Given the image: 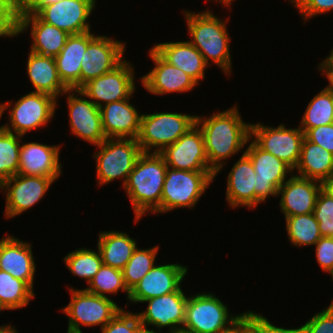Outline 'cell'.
<instances>
[{"mask_svg":"<svg viewBox=\"0 0 333 333\" xmlns=\"http://www.w3.org/2000/svg\"><path fill=\"white\" fill-rule=\"evenodd\" d=\"M237 107L235 104L228 110L214 112L210 117L196 116V124L204 137L208 163L215 177L226 160L238 154L251 140V123L243 121Z\"/></svg>","mask_w":333,"mask_h":333,"instance_id":"obj_1","label":"cell"},{"mask_svg":"<svg viewBox=\"0 0 333 333\" xmlns=\"http://www.w3.org/2000/svg\"><path fill=\"white\" fill-rule=\"evenodd\" d=\"M167 164L159 153H142L129 173L124 189L135 213V223L146 212L154 213L161 206Z\"/></svg>","mask_w":333,"mask_h":333,"instance_id":"obj_2","label":"cell"},{"mask_svg":"<svg viewBox=\"0 0 333 333\" xmlns=\"http://www.w3.org/2000/svg\"><path fill=\"white\" fill-rule=\"evenodd\" d=\"M182 12L192 38L189 42L199 50L208 65L211 60L228 76L232 71L229 44L231 39L226 27L228 20H220L210 10L201 13Z\"/></svg>","mask_w":333,"mask_h":333,"instance_id":"obj_3","label":"cell"},{"mask_svg":"<svg viewBox=\"0 0 333 333\" xmlns=\"http://www.w3.org/2000/svg\"><path fill=\"white\" fill-rule=\"evenodd\" d=\"M246 314L233 315L228 307L212 293H197L187 299L182 331L187 333H225Z\"/></svg>","mask_w":333,"mask_h":333,"instance_id":"obj_4","label":"cell"},{"mask_svg":"<svg viewBox=\"0 0 333 333\" xmlns=\"http://www.w3.org/2000/svg\"><path fill=\"white\" fill-rule=\"evenodd\" d=\"M214 178L213 171L176 170L167 166L161 206L153 214L195 207Z\"/></svg>","mask_w":333,"mask_h":333,"instance_id":"obj_5","label":"cell"},{"mask_svg":"<svg viewBox=\"0 0 333 333\" xmlns=\"http://www.w3.org/2000/svg\"><path fill=\"white\" fill-rule=\"evenodd\" d=\"M196 124V115L173 112L142 114L137 142L142 152L160 153Z\"/></svg>","mask_w":333,"mask_h":333,"instance_id":"obj_6","label":"cell"},{"mask_svg":"<svg viewBox=\"0 0 333 333\" xmlns=\"http://www.w3.org/2000/svg\"><path fill=\"white\" fill-rule=\"evenodd\" d=\"M95 152L96 179L98 185L109 184L115 179L123 180V187L138 157L143 153L137 139L106 138Z\"/></svg>","mask_w":333,"mask_h":333,"instance_id":"obj_7","label":"cell"},{"mask_svg":"<svg viewBox=\"0 0 333 333\" xmlns=\"http://www.w3.org/2000/svg\"><path fill=\"white\" fill-rule=\"evenodd\" d=\"M13 104L11 101L1 104V115L12 106L8 116L10 122L1 127L22 137L30 130L46 126L54 117L57 109L56 98L33 91L22 96Z\"/></svg>","mask_w":333,"mask_h":333,"instance_id":"obj_8","label":"cell"},{"mask_svg":"<svg viewBox=\"0 0 333 333\" xmlns=\"http://www.w3.org/2000/svg\"><path fill=\"white\" fill-rule=\"evenodd\" d=\"M70 303L62 309L68 316L67 333H82L80 326H101L108 324L122 309L109 297H101L85 289L69 288Z\"/></svg>","mask_w":333,"mask_h":333,"instance_id":"obj_9","label":"cell"},{"mask_svg":"<svg viewBox=\"0 0 333 333\" xmlns=\"http://www.w3.org/2000/svg\"><path fill=\"white\" fill-rule=\"evenodd\" d=\"M304 138L305 134L299 126L289 129L284 124L275 128L261 123H251V139L261 149L276 156L293 170L298 165Z\"/></svg>","mask_w":333,"mask_h":333,"instance_id":"obj_10","label":"cell"},{"mask_svg":"<svg viewBox=\"0 0 333 333\" xmlns=\"http://www.w3.org/2000/svg\"><path fill=\"white\" fill-rule=\"evenodd\" d=\"M250 158L256 177L255 207L268 196H277L279 187L294 170L285 162L261 149L253 140L244 151Z\"/></svg>","mask_w":333,"mask_h":333,"instance_id":"obj_11","label":"cell"},{"mask_svg":"<svg viewBox=\"0 0 333 333\" xmlns=\"http://www.w3.org/2000/svg\"><path fill=\"white\" fill-rule=\"evenodd\" d=\"M134 79L133 66L125 59L114 70L89 80L80 90L100 108L105 104L133 97Z\"/></svg>","mask_w":333,"mask_h":333,"instance_id":"obj_12","label":"cell"},{"mask_svg":"<svg viewBox=\"0 0 333 333\" xmlns=\"http://www.w3.org/2000/svg\"><path fill=\"white\" fill-rule=\"evenodd\" d=\"M187 299L180 287L175 292L143 301L148 303L147 309L137 313L143 330L160 333L161 328L169 327L168 333L181 331L185 321ZM150 326H156L158 332L155 329L150 330Z\"/></svg>","mask_w":333,"mask_h":333,"instance_id":"obj_13","label":"cell"},{"mask_svg":"<svg viewBox=\"0 0 333 333\" xmlns=\"http://www.w3.org/2000/svg\"><path fill=\"white\" fill-rule=\"evenodd\" d=\"M67 95L71 133L92 145L98 146L105 139L100 108L80 89H68ZM78 95V96H77Z\"/></svg>","mask_w":333,"mask_h":333,"instance_id":"obj_14","label":"cell"},{"mask_svg":"<svg viewBox=\"0 0 333 333\" xmlns=\"http://www.w3.org/2000/svg\"><path fill=\"white\" fill-rule=\"evenodd\" d=\"M125 43L97 35L88 44L81 61L80 88L89 80L114 70L125 59Z\"/></svg>","mask_w":333,"mask_h":333,"instance_id":"obj_15","label":"cell"},{"mask_svg":"<svg viewBox=\"0 0 333 333\" xmlns=\"http://www.w3.org/2000/svg\"><path fill=\"white\" fill-rule=\"evenodd\" d=\"M54 181L43 176L20 174L6 180L0 186V189L6 192L4 216L13 219L39 203Z\"/></svg>","mask_w":333,"mask_h":333,"instance_id":"obj_16","label":"cell"},{"mask_svg":"<svg viewBox=\"0 0 333 333\" xmlns=\"http://www.w3.org/2000/svg\"><path fill=\"white\" fill-rule=\"evenodd\" d=\"M168 167L187 171H212L208 163L202 131L195 124L175 143L160 153Z\"/></svg>","mask_w":333,"mask_h":333,"instance_id":"obj_17","label":"cell"},{"mask_svg":"<svg viewBox=\"0 0 333 333\" xmlns=\"http://www.w3.org/2000/svg\"><path fill=\"white\" fill-rule=\"evenodd\" d=\"M97 0H61L43 7L36 15L70 35L90 31L88 18ZM88 21V22H87Z\"/></svg>","mask_w":333,"mask_h":333,"instance_id":"obj_18","label":"cell"},{"mask_svg":"<svg viewBox=\"0 0 333 333\" xmlns=\"http://www.w3.org/2000/svg\"><path fill=\"white\" fill-rule=\"evenodd\" d=\"M188 267L180 264L154 265L130 291L129 301L143 303L155 297L177 291L187 275Z\"/></svg>","mask_w":333,"mask_h":333,"instance_id":"obj_19","label":"cell"},{"mask_svg":"<svg viewBox=\"0 0 333 333\" xmlns=\"http://www.w3.org/2000/svg\"><path fill=\"white\" fill-rule=\"evenodd\" d=\"M149 57L155 66L149 73L140 77L141 84L148 92L154 95L184 93L198 85L181 69L166 62L153 48L149 50Z\"/></svg>","mask_w":333,"mask_h":333,"instance_id":"obj_20","label":"cell"},{"mask_svg":"<svg viewBox=\"0 0 333 333\" xmlns=\"http://www.w3.org/2000/svg\"><path fill=\"white\" fill-rule=\"evenodd\" d=\"M278 189L280 208L285 217L313 213L321 182L294 174Z\"/></svg>","mask_w":333,"mask_h":333,"instance_id":"obj_21","label":"cell"},{"mask_svg":"<svg viewBox=\"0 0 333 333\" xmlns=\"http://www.w3.org/2000/svg\"><path fill=\"white\" fill-rule=\"evenodd\" d=\"M60 148L59 145L50 146L38 142L21 144L17 174L43 176L56 181L62 174V165L59 161Z\"/></svg>","mask_w":333,"mask_h":333,"instance_id":"obj_22","label":"cell"},{"mask_svg":"<svg viewBox=\"0 0 333 333\" xmlns=\"http://www.w3.org/2000/svg\"><path fill=\"white\" fill-rule=\"evenodd\" d=\"M31 246L14 236H4L0 240V270L25 281L33 289L36 265Z\"/></svg>","mask_w":333,"mask_h":333,"instance_id":"obj_23","label":"cell"},{"mask_svg":"<svg viewBox=\"0 0 333 333\" xmlns=\"http://www.w3.org/2000/svg\"><path fill=\"white\" fill-rule=\"evenodd\" d=\"M130 98L114 101L100 107L102 126L106 138L137 139L141 115L130 104Z\"/></svg>","mask_w":333,"mask_h":333,"instance_id":"obj_24","label":"cell"},{"mask_svg":"<svg viewBox=\"0 0 333 333\" xmlns=\"http://www.w3.org/2000/svg\"><path fill=\"white\" fill-rule=\"evenodd\" d=\"M256 177L249 156L244 152L227 175L226 200L230 207L255 208Z\"/></svg>","mask_w":333,"mask_h":333,"instance_id":"obj_25","label":"cell"},{"mask_svg":"<svg viewBox=\"0 0 333 333\" xmlns=\"http://www.w3.org/2000/svg\"><path fill=\"white\" fill-rule=\"evenodd\" d=\"M95 36L91 31L70 35L60 53L54 57L58 75L68 89H80L82 57Z\"/></svg>","mask_w":333,"mask_h":333,"instance_id":"obj_26","label":"cell"},{"mask_svg":"<svg viewBox=\"0 0 333 333\" xmlns=\"http://www.w3.org/2000/svg\"><path fill=\"white\" fill-rule=\"evenodd\" d=\"M30 27L33 38L30 52L42 56H57L70 36L67 32L43 22L36 14L20 15L19 34Z\"/></svg>","mask_w":333,"mask_h":333,"instance_id":"obj_27","label":"cell"},{"mask_svg":"<svg viewBox=\"0 0 333 333\" xmlns=\"http://www.w3.org/2000/svg\"><path fill=\"white\" fill-rule=\"evenodd\" d=\"M166 62L176 66L190 76L197 84L205 77L209 66L199 50L189 40L157 43L152 47Z\"/></svg>","mask_w":333,"mask_h":333,"instance_id":"obj_28","label":"cell"},{"mask_svg":"<svg viewBox=\"0 0 333 333\" xmlns=\"http://www.w3.org/2000/svg\"><path fill=\"white\" fill-rule=\"evenodd\" d=\"M27 74L35 88L33 92L44 93L58 100L68 90L58 75L54 57L29 52Z\"/></svg>","mask_w":333,"mask_h":333,"instance_id":"obj_29","label":"cell"},{"mask_svg":"<svg viewBox=\"0 0 333 333\" xmlns=\"http://www.w3.org/2000/svg\"><path fill=\"white\" fill-rule=\"evenodd\" d=\"M295 171L298 176L322 182L333 174V154L305 137Z\"/></svg>","mask_w":333,"mask_h":333,"instance_id":"obj_30","label":"cell"},{"mask_svg":"<svg viewBox=\"0 0 333 333\" xmlns=\"http://www.w3.org/2000/svg\"><path fill=\"white\" fill-rule=\"evenodd\" d=\"M97 247L104 265L122 270L137 248V242L126 232L111 230L99 233Z\"/></svg>","mask_w":333,"mask_h":333,"instance_id":"obj_31","label":"cell"},{"mask_svg":"<svg viewBox=\"0 0 333 333\" xmlns=\"http://www.w3.org/2000/svg\"><path fill=\"white\" fill-rule=\"evenodd\" d=\"M333 123V92L326 87L306 107L299 128L304 134L310 129Z\"/></svg>","mask_w":333,"mask_h":333,"instance_id":"obj_32","label":"cell"},{"mask_svg":"<svg viewBox=\"0 0 333 333\" xmlns=\"http://www.w3.org/2000/svg\"><path fill=\"white\" fill-rule=\"evenodd\" d=\"M34 297L33 289L25 281L0 270V303L5 310L24 308Z\"/></svg>","mask_w":333,"mask_h":333,"instance_id":"obj_33","label":"cell"},{"mask_svg":"<svg viewBox=\"0 0 333 333\" xmlns=\"http://www.w3.org/2000/svg\"><path fill=\"white\" fill-rule=\"evenodd\" d=\"M286 230L291 245L312 246L322 237L313 213L285 217Z\"/></svg>","mask_w":333,"mask_h":333,"instance_id":"obj_34","label":"cell"},{"mask_svg":"<svg viewBox=\"0 0 333 333\" xmlns=\"http://www.w3.org/2000/svg\"><path fill=\"white\" fill-rule=\"evenodd\" d=\"M21 138L0 126V186L19 171Z\"/></svg>","mask_w":333,"mask_h":333,"instance_id":"obj_35","label":"cell"},{"mask_svg":"<svg viewBox=\"0 0 333 333\" xmlns=\"http://www.w3.org/2000/svg\"><path fill=\"white\" fill-rule=\"evenodd\" d=\"M97 251L89 248H79L68 253L63 261L70 273L85 279L87 284H89L103 264L99 249Z\"/></svg>","mask_w":333,"mask_h":333,"instance_id":"obj_36","label":"cell"},{"mask_svg":"<svg viewBox=\"0 0 333 333\" xmlns=\"http://www.w3.org/2000/svg\"><path fill=\"white\" fill-rule=\"evenodd\" d=\"M159 246L148 249L137 247L122 269L126 287L131 291L134 286L154 267Z\"/></svg>","mask_w":333,"mask_h":333,"instance_id":"obj_37","label":"cell"},{"mask_svg":"<svg viewBox=\"0 0 333 333\" xmlns=\"http://www.w3.org/2000/svg\"><path fill=\"white\" fill-rule=\"evenodd\" d=\"M88 285L85 288L86 291L101 297L107 298V294H116L120 289L127 294V300L130 296V291L123 279L122 270L104 264H102Z\"/></svg>","mask_w":333,"mask_h":333,"instance_id":"obj_38","label":"cell"},{"mask_svg":"<svg viewBox=\"0 0 333 333\" xmlns=\"http://www.w3.org/2000/svg\"><path fill=\"white\" fill-rule=\"evenodd\" d=\"M321 236L333 237V198L322 190L319 192L313 211Z\"/></svg>","mask_w":333,"mask_h":333,"instance_id":"obj_39","label":"cell"},{"mask_svg":"<svg viewBox=\"0 0 333 333\" xmlns=\"http://www.w3.org/2000/svg\"><path fill=\"white\" fill-rule=\"evenodd\" d=\"M143 331L138 314L123 308L101 329V333H142Z\"/></svg>","mask_w":333,"mask_h":333,"instance_id":"obj_40","label":"cell"},{"mask_svg":"<svg viewBox=\"0 0 333 333\" xmlns=\"http://www.w3.org/2000/svg\"><path fill=\"white\" fill-rule=\"evenodd\" d=\"M305 333H333V304L305 322Z\"/></svg>","mask_w":333,"mask_h":333,"instance_id":"obj_41","label":"cell"},{"mask_svg":"<svg viewBox=\"0 0 333 333\" xmlns=\"http://www.w3.org/2000/svg\"><path fill=\"white\" fill-rule=\"evenodd\" d=\"M293 4L302 15L304 22H307L308 18L333 11V0H295Z\"/></svg>","mask_w":333,"mask_h":333,"instance_id":"obj_42","label":"cell"},{"mask_svg":"<svg viewBox=\"0 0 333 333\" xmlns=\"http://www.w3.org/2000/svg\"><path fill=\"white\" fill-rule=\"evenodd\" d=\"M316 258L324 272L333 270V237H321L316 244Z\"/></svg>","mask_w":333,"mask_h":333,"instance_id":"obj_43","label":"cell"},{"mask_svg":"<svg viewBox=\"0 0 333 333\" xmlns=\"http://www.w3.org/2000/svg\"><path fill=\"white\" fill-rule=\"evenodd\" d=\"M305 137L333 154V123L310 128Z\"/></svg>","mask_w":333,"mask_h":333,"instance_id":"obj_44","label":"cell"},{"mask_svg":"<svg viewBox=\"0 0 333 333\" xmlns=\"http://www.w3.org/2000/svg\"><path fill=\"white\" fill-rule=\"evenodd\" d=\"M246 313L263 329V333H305L304 326L299 328H284L277 327L268 321L262 314L253 311H246Z\"/></svg>","mask_w":333,"mask_h":333,"instance_id":"obj_45","label":"cell"},{"mask_svg":"<svg viewBox=\"0 0 333 333\" xmlns=\"http://www.w3.org/2000/svg\"><path fill=\"white\" fill-rule=\"evenodd\" d=\"M20 14H0V37L19 35Z\"/></svg>","mask_w":333,"mask_h":333,"instance_id":"obj_46","label":"cell"},{"mask_svg":"<svg viewBox=\"0 0 333 333\" xmlns=\"http://www.w3.org/2000/svg\"><path fill=\"white\" fill-rule=\"evenodd\" d=\"M61 0H19V14H37L43 7Z\"/></svg>","mask_w":333,"mask_h":333,"instance_id":"obj_47","label":"cell"},{"mask_svg":"<svg viewBox=\"0 0 333 333\" xmlns=\"http://www.w3.org/2000/svg\"><path fill=\"white\" fill-rule=\"evenodd\" d=\"M318 66V70L329 80V84L326 88L333 92V63L326 57Z\"/></svg>","mask_w":333,"mask_h":333,"instance_id":"obj_48","label":"cell"},{"mask_svg":"<svg viewBox=\"0 0 333 333\" xmlns=\"http://www.w3.org/2000/svg\"><path fill=\"white\" fill-rule=\"evenodd\" d=\"M0 14H19V0H0Z\"/></svg>","mask_w":333,"mask_h":333,"instance_id":"obj_49","label":"cell"},{"mask_svg":"<svg viewBox=\"0 0 333 333\" xmlns=\"http://www.w3.org/2000/svg\"><path fill=\"white\" fill-rule=\"evenodd\" d=\"M321 190L333 198V174L321 182Z\"/></svg>","mask_w":333,"mask_h":333,"instance_id":"obj_50","label":"cell"},{"mask_svg":"<svg viewBox=\"0 0 333 333\" xmlns=\"http://www.w3.org/2000/svg\"><path fill=\"white\" fill-rule=\"evenodd\" d=\"M0 333H18V331L16 330V328H14V326H10V325H0Z\"/></svg>","mask_w":333,"mask_h":333,"instance_id":"obj_51","label":"cell"},{"mask_svg":"<svg viewBox=\"0 0 333 333\" xmlns=\"http://www.w3.org/2000/svg\"><path fill=\"white\" fill-rule=\"evenodd\" d=\"M213 1H217V2L221 3L222 5H224L225 7L227 6L229 8L230 5L232 4V1H234V0H213Z\"/></svg>","mask_w":333,"mask_h":333,"instance_id":"obj_52","label":"cell"},{"mask_svg":"<svg viewBox=\"0 0 333 333\" xmlns=\"http://www.w3.org/2000/svg\"><path fill=\"white\" fill-rule=\"evenodd\" d=\"M225 333H239V322L232 329Z\"/></svg>","mask_w":333,"mask_h":333,"instance_id":"obj_53","label":"cell"},{"mask_svg":"<svg viewBox=\"0 0 333 333\" xmlns=\"http://www.w3.org/2000/svg\"><path fill=\"white\" fill-rule=\"evenodd\" d=\"M327 58L333 63V48Z\"/></svg>","mask_w":333,"mask_h":333,"instance_id":"obj_54","label":"cell"},{"mask_svg":"<svg viewBox=\"0 0 333 333\" xmlns=\"http://www.w3.org/2000/svg\"><path fill=\"white\" fill-rule=\"evenodd\" d=\"M330 275L332 276V279H333V270L330 272ZM331 304H333V300H332Z\"/></svg>","mask_w":333,"mask_h":333,"instance_id":"obj_55","label":"cell"},{"mask_svg":"<svg viewBox=\"0 0 333 333\" xmlns=\"http://www.w3.org/2000/svg\"><path fill=\"white\" fill-rule=\"evenodd\" d=\"M3 310H5V309H4V307L0 303V311H3Z\"/></svg>","mask_w":333,"mask_h":333,"instance_id":"obj_56","label":"cell"},{"mask_svg":"<svg viewBox=\"0 0 333 333\" xmlns=\"http://www.w3.org/2000/svg\"><path fill=\"white\" fill-rule=\"evenodd\" d=\"M0 118H2V115H1V104H0Z\"/></svg>","mask_w":333,"mask_h":333,"instance_id":"obj_57","label":"cell"},{"mask_svg":"<svg viewBox=\"0 0 333 333\" xmlns=\"http://www.w3.org/2000/svg\"><path fill=\"white\" fill-rule=\"evenodd\" d=\"M177 333H187V332H184V331L181 330V331H178Z\"/></svg>","mask_w":333,"mask_h":333,"instance_id":"obj_58","label":"cell"}]
</instances>
